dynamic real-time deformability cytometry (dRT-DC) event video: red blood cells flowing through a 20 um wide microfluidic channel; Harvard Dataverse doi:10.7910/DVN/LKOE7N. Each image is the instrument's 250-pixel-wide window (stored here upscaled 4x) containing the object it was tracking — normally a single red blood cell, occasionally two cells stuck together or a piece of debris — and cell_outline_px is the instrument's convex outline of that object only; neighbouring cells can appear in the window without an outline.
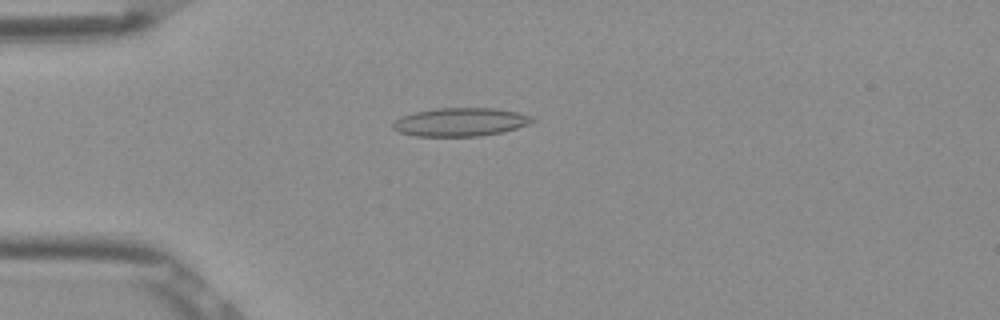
{"species": "Egyptian fruit bat (a non-hibernating species)", "species_latin": "Rousettus aegyptiacus", "temperature_condition": "room temperature", "stored_images_in_passage": 1, "camera_frame_rate_fps": 3000, "um_per_image_px": 0.085, "frame": {"image": 1, "passage_image": 1, "time_ms": 0.0, "image_size_px": [1000, 320], "cell_outline_px": [[536, 120], [532, 124], [504, 132], [480, 136], [416, 136], [400, 132], [392, 128], [392, 124], [400, 116], [416, 112], [436, 108], [492, 108], [516, 112], [532, 116]], "centroid_in_image_um": [39.18, 10.38], "position_along_channel_um": 45.8, "area_um2": 23.18}}